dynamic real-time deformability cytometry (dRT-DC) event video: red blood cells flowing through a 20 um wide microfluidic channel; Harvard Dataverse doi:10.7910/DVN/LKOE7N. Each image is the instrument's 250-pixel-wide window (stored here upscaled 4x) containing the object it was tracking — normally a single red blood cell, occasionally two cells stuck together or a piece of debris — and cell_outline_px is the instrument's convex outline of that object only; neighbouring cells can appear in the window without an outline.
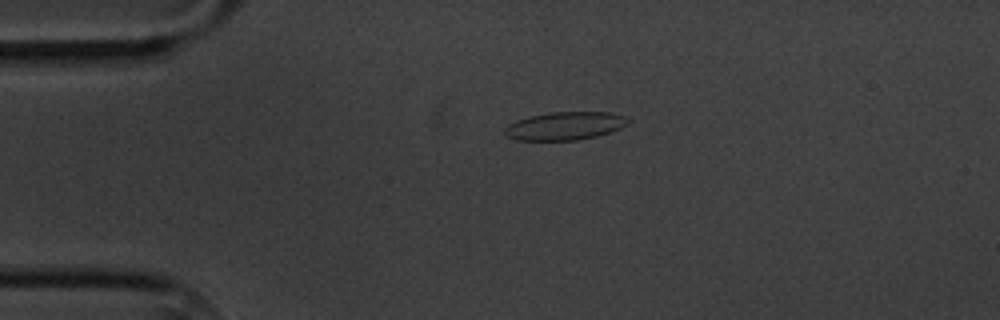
{"species": "common noctule bat (a hibernating species)", "species_latin": "Nyctalus noctula", "temperature_condition": "cold", "stored_images_in_passage": 4, "camera_frame_rate_fps": 3000, "um_per_image_px": 0.085, "animal": {"sex": "male", "body_mass_g": 20.1, "forearm_length_mm": 53.5}, "frame": {"image": 1, "passage_image": 3, "time_ms": 3.333, "image_size_px": [1000, 320], "cell_outline_px": [[632, 120], [628, 124], [612, 132], [596, 136], [576, 140], [516, 140], [504, 136], [504, 128], [508, 124], [516, 120], [548, 112], [612, 112], [624, 116]], "centroid_in_image_um": [48.03, 10.7], "position_along_channel_um": 37.0, "area_um2": 20.4}}